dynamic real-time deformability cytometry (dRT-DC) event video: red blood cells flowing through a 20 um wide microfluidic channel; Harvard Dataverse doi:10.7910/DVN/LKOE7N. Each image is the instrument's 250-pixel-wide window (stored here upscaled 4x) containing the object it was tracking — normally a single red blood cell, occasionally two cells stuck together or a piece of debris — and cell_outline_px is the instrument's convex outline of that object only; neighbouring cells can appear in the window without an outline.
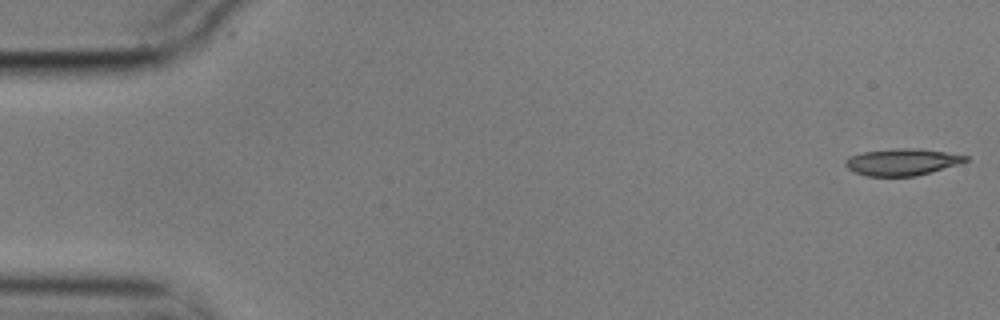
{"species": "common noctule bat (a hibernating species)", "species_latin": "Nyctalus noctula", "temperature_condition": "cold", "stored_images_in_passage": 8, "camera_frame_rate_fps": 3000, "um_per_image_px": 0.085, "animal": {"sex": "male", "body_mass_g": 17.9}, "frame": {"image": 1, "passage_image": 1, "time_ms": 0.0, "image_size_px": [1000, 320], "cell_outline_px": [[968, 160], [956, 164], [916, 176], [868, 176], [856, 172], [848, 168], [844, 164], [844, 160], [848, 156], [864, 152], [896, 148], [920, 148], [968, 156]], "centroid_in_image_um": [76.62, 13.76], "position_along_channel_um": 8.4, "area_um2": 18.5}}
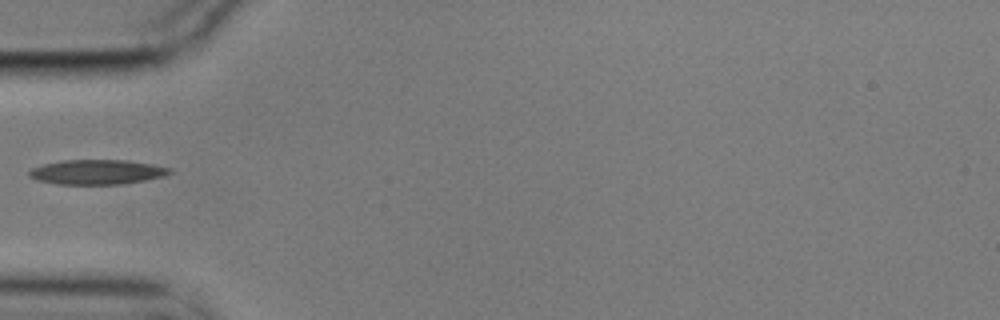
{"frame": {"image": 2, "passage_image": 5, "time_ms": 1.333, "image_size_px": [1000, 320], "cell_outline_px": [[172, 172], [164, 176], [144, 180], [120, 184], [60, 184], [36, 180], [28, 176], [28, 172], [32, 168], [44, 164], [64, 160], [128, 160], [152, 164], [172, 168]], "centroid_in_image_um": [8.25, 14.62], "position_along_channel_um": 76.8, "area_um2": 20.17}}
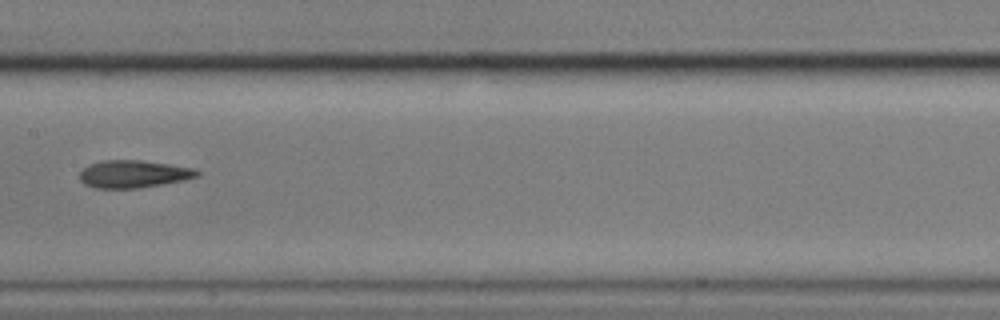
{"frame": {"image": 3, "passage_image": 8, "time_ms": 2.333, "image_size_px": [1000, 320], "cell_outline_px": [[200, 176], [184, 180], [136, 188], [96, 188], [84, 184], [80, 180], [80, 172], [88, 164], [100, 160], [140, 160], [196, 168], [200, 172]], "centroid_in_image_um": [11.34, 14.78], "position_along_channel_um": 196.1, "area_um2": 18.84}}